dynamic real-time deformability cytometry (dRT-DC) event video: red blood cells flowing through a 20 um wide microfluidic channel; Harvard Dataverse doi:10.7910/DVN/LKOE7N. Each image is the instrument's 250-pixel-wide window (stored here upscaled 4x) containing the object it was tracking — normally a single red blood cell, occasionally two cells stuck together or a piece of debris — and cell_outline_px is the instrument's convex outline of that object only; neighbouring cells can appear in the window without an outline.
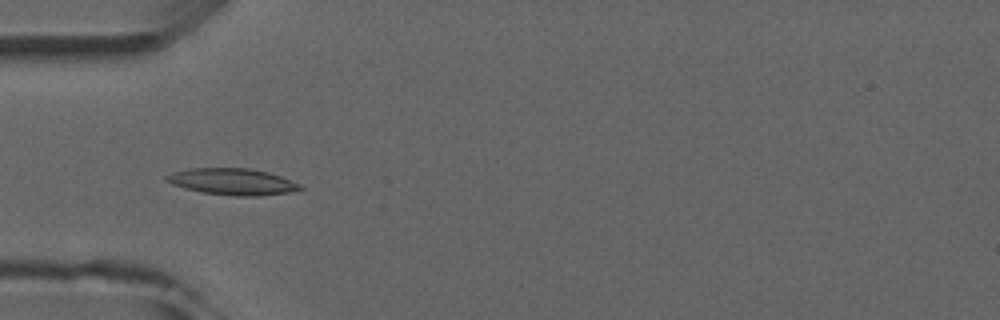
{"species": "common noctule bat (a hibernating species)", "species_latin": "Nyctalus noctula", "temperature_condition": "room temperature", "stored_images_in_passage": 8, "camera_frame_rate_fps": 3000, "um_per_image_px": 0.085, "animal": {"sex": "male", "forearm_length_mm": 52.5}, "frame": {"image": 1, "passage_image": 5, "time_ms": 4.333, "image_size_px": [1000, 320], "cell_outline_px": [[304, 188], [288, 192], [260, 196], [236, 196], [200, 192], [184, 188], [172, 184], [164, 180], [164, 176], [172, 172], [188, 168], [248, 168], [268, 172], [280, 176], [300, 184]], "centroid_in_image_um": [19.7, 15.44], "position_along_channel_um": 65.3, "area_um2": 20.69}}
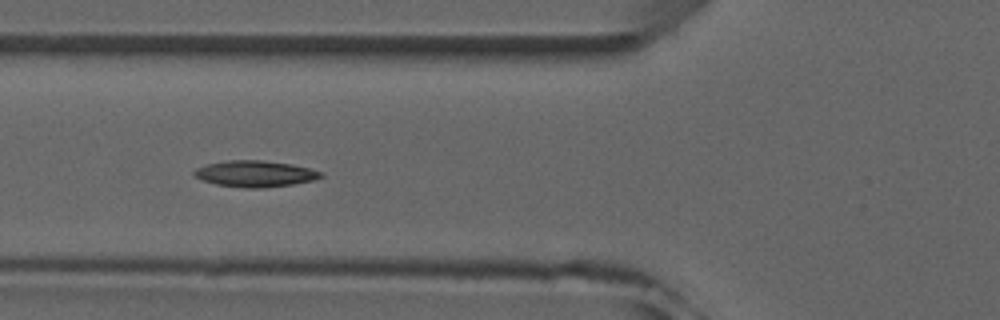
{"frame": {"image": 2, "passage_image": 6, "time_ms": 5.333, "image_size_px": [1000, 320], "cell_outline_px": [[324, 176], [312, 180], [292, 184], [264, 188], [244, 188], [216, 184], [204, 180], [196, 176], [192, 172], [196, 168], [208, 164], [228, 160], [264, 160], [292, 164], [324, 172]], "centroid_in_image_um": [21.71, 14.76], "position_along_channel_um": 104.1, "area_um2": 19.31}}
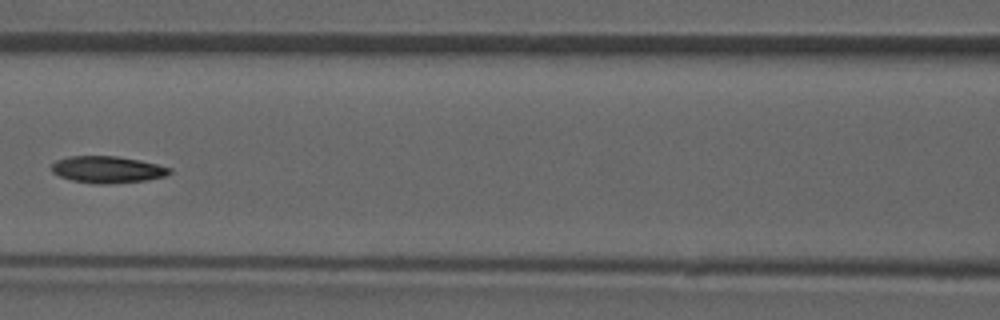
{"frame": {"image": 3, "passage_image": 7, "time_ms": 6.667, "image_size_px": [1000, 320], "cell_outline_px": [[172, 172], [164, 176], [148, 180], [104, 184], [96, 184], [72, 180], [60, 176], [52, 172], [52, 164], [56, 160], [68, 156], [116, 156], [140, 160], [172, 168]], "centroid_in_image_um": [9.13, 14.41], "position_along_channel_um": 157.5, "area_um2": 18.38}}